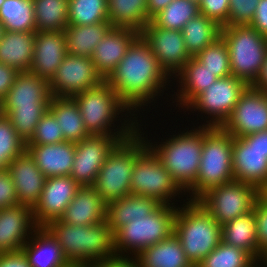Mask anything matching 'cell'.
Listing matches in <instances>:
<instances>
[{
	"label": "cell",
	"mask_w": 267,
	"mask_h": 267,
	"mask_svg": "<svg viewBox=\"0 0 267 267\" xmlns=\"http://www.w3.org/2000/svg\"><path fill=\"white\" fill-rule=\"evenodd\" d=\"M106 219V203L92 186H81L58 219L69 225L87 226Z\"/></svg>",
	"instance_id": "484cf974"
},
{
	"label": "cell",
	"mask_w": 267,
	"mask_h": 267,
	"mask_svg": "<svg viewBox=\"0 0 267 267\" xmlns=\"http://www.w3.org/2000/svg\"><path fill=\"white\" fill-rule=\"evenodd\" d=\"M81 186L70 176L46 178L39 201L32 208L37 226L59 219Z\"/></svg>",
	"instance_id": "d6986e66"
},
{
	"label": "cell",
	"mask_w": 267,
	"mask_h": 267,
	"mask_svg": "<svg viewBox=\"0 0 267 267\" xmlns=\"http://www.w3.org/2000/svg\"><path fill=\"white\" fill-rule=\"evenodd\" d=\"M191 1H194L196 2L197 4H199L201 2V0H191Z\"/></svg>",
	"instance_id": "6125c7cd"
},
{
	"label": "cell",
	"mask_w": 267,
	"mask_h": 267,
	"mask_svg": "<svg viewBox=\"0 0 267 267\" xmlns=\"http://www.w3.org/2000/svg\"><path fill=\"white\" fill-rule=\"evenodd\" d=\"M44 227L59 243L71 264L91 267L116 256L113 232L106 219L87 226L69 225L55 219Z\"/></svg>",
	"instance_id": "277c9868"
},
{
	"label": "cell",
	"mask_w": 267,
	"mask_h": 267,
	"mask_svg": "<svg viewBox=\"0 0 267 267\" xmlns=\"http://www.w3.org/2000/svg\"><path fill=\"white\" fill-rule=\"evenodd\" d=\"M26 151V144L18 136L5 115L0 116V171L8 170L13 159Z\"/></svg>",
	"instance_id": "b9f144b4"
},
{
	"label": "cell",
	"mask_w": 267,
	"mask_h": 267,
	"mask_svg": "<svg viewBox=\"0 0 267 267\" xmlns=\"http://www.w3.org/2000/svg\"><path fill=\"white\" fill-rule=\"evenodd\" d=\"M199 13V4L191 0H174L151 21L157 26L169 30H182L187 22Z\"/></svg>",
	"instance_id": "74e56055"
},
{
	"label": "cell",
	"mask_w": 267,
	"mask_h": 267,
	"mask_svg": "<svg viewBox=\"0 0 267 267\" xmlns=\"http://www.w3.org/2000/svg\"><path fill=\"white\" fill-rule=\"evenodd\" d=\"M65 141L59 122L54 114L48 109L40 118L36 130L26 145L55 144Z\"/></svg>",
	"instance_id": "ee69618b"
},
{
	"label": "cell",
	"mask_w": 267,
	"mask_h": 267,
	"mask_svg": "<svg viewBox=\"0 0 267 267\" xmlns=\"http://www.w3.org/2000/svg\"><path fill=\"white\" fill-rule=\"evenodd\" d=\"M129 136L90 135L75 143V157L70 176L80 186H93L108 154Z\"/></svg>",
	"instance_id": "9a60e30c"
},
{
	"label": "cell",
	"mask_w": 267,
	"mask_h": 267,
	"mask_svg": "<svg viewBox=\"0 0 267 267\" xmlns=\"http://www.w3.org/2000/svg\"><path fill=\"white\" fill-rule=\"evenodd\" d=\"M49 110L59 122L65 141L76 143L90 136L78 105L72 98L51 97Z\"/></svg>",
	"instance_id": "1f68e13d"
},
{
	"label": "cell",
	"mask_w": 267,
	"mask_h": 267,
	"mask_svg": "<svg viewBox=\"0 0 267 267\" xmlns=\"http://www.w3.org/2000/svg\"><path fill=\"white\" fill-rule=\"evenodd\" d=\"M48 109L2 108L18 136L27 144L35 133L40 118Z\"/></svg>",
	"instance_id": "7bdbcfd3"
},
{
	"label": "cell",
	"mask_w": 267,
	"mask_h": 267,
	"mask_svg": "<svg viewBox=\"0 0 267 267\" xmlns=\"http://www.w3.org/2000/svg\"><path fill=\"white\" fill-rule=\"evenodd\" d=\"M247 87L248 85L244 81L232 75L218 78L180 114L186 115L185 122L187 121L189 125L199 126L200 124V126L221 127ZM189 114L196 117L193 119L189 116V119H191L188 120L187 115Z\"/></svg>",
	"instance_id": "30bf717a"
},
{
	"label": "cell",
	"mask_w": 267,
	"mask_h": 267,
	"mask_svg": "<svg viewBox=\"0 0 267 267\" xmlns=\"http://www.w3.org/2000/svg\"><path fill=\"white\" fill-rule=\"evenodd\" d=\"M174 234L193 266L222 241L221 225L197 201L188 200L177 207Z\"/></svg>",
	"instance_id": "5b68a950"
},
{
	"label": "cell",
	"mask_w": 267,
	"mask_h": 267,
	"mask_svg": "<svg viewBox=\"0 0 267 267\" xmlns=\"http://www.w3.org/2000/svg\"><path fill=\"white\" fill-rule=\"evenodd\" d=\"M147 148L146 138L137 130L108 154L92 186L106 204L131 194L134 164Z\"/></svg>",
	"instance_id": "8992f818"
},
{
	"label": "cell",
	"mask_w": 267,
	"mask_h": 267,
	"mask_svg": "<svg viewBox=\"0 0 267 267\" xmlns=\"http://www.w3.org/2000/svg\"><path fill=\"white\" fill-rule=\"evenodd\" d=\"M67 53L64 31L36 32L33 59L29 71L50 82Z\"/></svg>",
	"instance_id": "603a6c76"
},
{
	"label": "cell",
	"mask_w": 267,
	"mask_h": 267,
	"mask_svg": "<svg viewBox=\"0 0 267 267\" xmlns=\"http://www.w3.org/2000/svg\"><path fill=\"white\" fill-rule=\"evenodd\" d=\"M250 26L260 35L267 37V0H260L258 3Z\"/></svg>",
	"instance_id": "681fc988"
},
{
	"label": "cell",
	"mask_w": 267,
	"mask_h": 267,
	"mask_svg": "<svg viewBox=\"0 0 267 267\" xmlns=\"http://www.w3.org/2000/svg\"><path fill=\"white\" fill-rule=\"evenodd\" d=\"M4 32H5L4 26H3L2 22L0 21V40H1L2 35L4 34Z\"/></svg>",
	"instance_id": "680465c9"
},
{
	"label": "cell",
	"mask_w": 267,
	"mask_h": 267,
	"mask_svg": "<svg viewBox=\"0 0 267 267\" xmlns=\"http://www.w3.org/2000/svg\"><path fill=\"white\" fill-rule=\"evenodd\" d=\"M161 68L173 79L191 58L181 30L157 27L151 20L140 31Z\"/></svg>",
	"instance_id": "e0dca14e"
},
{
	"label": "cell",
	"mask_w": 267,
	"mask_h": 267,
	"mask_svg": "<svg viewBox=\"0 0 267 267\" xmlns=\"http://www.w3.org/2000/svg\"><path fill=\"white\" fill-rule=\"evenodd\" d=\"M18 71L10 66L0 63V101H2L13 85Z\"/></svg>",
	"instance_id": "816d5d0a"
},
{
	"label": "cell",
	"mask_w": 267,
	"mask_h": 267,
	"mask_svg": "<svg viewBox=\"0 0 267 267\" xmlns=\"http://www.w3.org/2000/svg\"><path fill=\"white\" fill-rule=\"evenodd\" d=\"M108 21L112 26L141 31L149 22L147 0H108Z\"/></svg>",
	"instance_id": "e575fe53"
},
{
	"label": "cell",
	"mask_w": 267,
	"mask_h": 267,
	"mask_svg": "<svg viewBox=\"0 0 267 267\" xmlns=\"http://www.w3.org/2000/svg\"><path fill=\"white\" fill-rule=\"evenodd\" d=\"M68 25H91L108 21V0H69Z\"/></svg>",
	"instance_id": "f35d334b"
},
{
	"label": "cell",
	"mask_w": 267,
	"mask_h": 267,
	"mask_svg": "<svg viewBox=\"0 0 267 267\" xmlns=\"http://www.w3.org/2000/svg\"><path fill=\"white\" fill-rule=\"evenodd\" d=\"M232 168L234 180L258 190L267 184V130L233 137Z\"/></svg>",
	"instance_id": "4fadbf2b"
},
{
	"label": "cell",
	"mask_w": 267,
	"mask_h": 267,
	"mask_svg": "<svg viewBox=\"0 0 267 267\" xmlns=\"http://www.w3.org/2000/svg\"><path fill=\"white\" fill-rule=\"evenodd\" d=\"M136 259L140 267H193L175 234L147 247Z\"/></svg>",
	"instance_id": "f546056e"
},
{
	"label": "cell",
	"mask_w": 267,
	"mask_h": 267,
	"mask_svg": "<svg viewBox=\"0 0 267 267\" xmlns=\"http://www.w3.org/2000/svg\"><path fill=\"white\" fill-rule=\"evenodd\" d=\"M199 13L216 22L221 27H226L229 13V0H201Z\"/></svg>",
	"instance_id": "bcb514c9"
},
{
	"label": "cell",
	"mask_w": 267,
	"mask_h": 267,
	"mask_svg": "<svg viewBox=\"0 0 267 267\" xmlns=\"http://www.w3.org/2000/svg\"><path fill=\"white\" fill-rule=\"evenodd\" d=\"M221 128L233 137L267 130V95L248 86Z\"/></svg>",
	"instance_id": "2e32d148"
},
{
	"label": "cell",
	"mask_w": 267,
	"mask_h": 267,
	"mask_svg": "<svg viewBox=\"0 0 267 267\" xmlns=\"http://www.w3.org/2000/svg\"><path fill=\"white\" fill-rule=\"evenodd\" d=\"M197 267H259V263L248 252L221 241Z\"/></svg>",
	"instance_id": "ab89813d"
},
{
	"label": "cell",
	"mask_w": 267,
	"mask_h": 267,
	"mask_svg": "<svg viewBox=\"0 0 267 267\" xmlns=\"http://www.w3.org/2000/svg\"><path fill=\"white\" fill-rule=\"evenodd\" d=\"M106 81L138 119L147 117L150 112L148 117L151 119L153 116L152 120L159 115L162 117L157 108L162 111L161 107L164 109V105L170 102L172 79L161 68L141 35L132 42ZM151 107L157 115L153 114Z\"/></svg>",
	"instance_id": "6da1fadb"
},
{
	"label": "cell",
	"mask_w": 267,
	"mask_h": 267,
	"mask_svg": "<svg viewBox=\"0 0 267 267\" xmlns=\"http://www.w3.org/2000/svg\"><path fill=\"white\" fill-rule=\"evenodd\" d=\"M160 205L154 198L130 194L106 204V220L114 234L131 219L146 218Z\"/></svg>",
	"instance_id": "83f0119b"
},
{
	"label": "cell",
	"mask_w": 267,
	"mask_h": 267,
	"mask_svg": "<svg viewBox=\"0 0 267 267\" xmlns=\"http://www.w3.org/2000/svg\"><path fill=\"white\" fill-rule=\"evenodd\" d=\"M5 0H0V8L2 6V4L4 3Z\"/></svg>",
	"instance_id": "be15d7a7"
},
{
	"label": "cell",
	"mask_w": 267,
	"mask_h": 267,
	"mask_svg": "<svg viewBox=\"0 0 267 267\" xmlns=\"http://www.w3.org/2000/svg\"><path fill=\"white\" fill-rule=\"evenodd\" d=\"M67 267H87L85 265H81V264H70L69 266Z\"/></svg>",
	"instance_id": "91938a15"
},
{
	"label": "cell",
	"mask_w": 267,
	"mask_h": 267,
	"mask_svg": "<svg viewBox=\"0 0 267 267\" xmlns=\"http://www.w3.org/2000/svg\"><path fill=\"white\" fill-rule=\"evenodd\" d=\"M217 79L214 73L202 65L200 61L195 57H191L172 79V87L175 88L171 90V102L166 105L171 109L167 110L175 112L178 109L176 113H182L199 94L204 92Z\"/></svg>",
	"instance_id": "ac0fdd59"
},
{
	"label": "cell",
	"mask_w": 267,
	"mask_h": 267,
	"mask_svg": "<svg viewBox=\"0 0 267 267\" xmlns=\"http://www.w3.org/2000/svg\"><path fill=\"white\" fill-rule=\"evenodd\" d=\"M260 0H229V13L226 27L250 25Z\"/></svg>",
	"instance_id": "f6af8a7d"
},
{
	"label": "cell",
	"mask_w": 267,
	"mask_h": 267,
	"mask_svg": "<svg viewBox=\"0 0 267 267\" xmlns=\"http://www.w3.org/2000/svg\"><path fill=\"white\" fill-rule=\"evenodd\" d=\"M233 136L221 127H212L203 137L200 166L195 184L186 192L197 201L208 190L234 180Z\"/></svg>",
	"instance_id": "52a82bcc"
},
{
	"label": "cell",
	"mask_w": 267,
	"mask_h": 267,
	"mask_svg": "<svg viewBox=\"0 0 267 267\" xmlns=\"http://www.w3.org/2000/svg\"><path fill=\"white\" fill-rule=\"evenodd\" d=\"M195 58L217 78L231 75L227 44L222 36L201 50Z\"/></svg>",
	"instance_id": "60d3db41"
},
{
	"label": "cell",
	"mask_w": 267,
	"mask_h": 267,
	"mask_svg": "<svg viewBox=\"0 0 267 267\" xmlns=\"http://www.w3.org/2000/svg\"><path fill=\"white\" fill-rule=\"evenodd\" d=\"M8 171L15 184L18 203L33 208L39 201L46 176L27 151L12 160Z\"/></svg>",
	"instance_id": "cb8c5ba5"
},
{
	"label": "cell",
	"mask_w": 267,
	"mask_h": 267,
	"mask_svg": "<svg viewBox=\"0 0 267 267\" xmlns=\"http://www.w3.org/2000/svg\"><path fill=\"white\" fill-rule=\"evenodd\" d=\"M91 267H140L136 257L114 256Z\"/></svg>",
	"instance_id": "f5cc1de1"
},
{
	"label": "cell",
	"mask_w": 267,
	"mask_h": 267,
	"mask_svg": "<svg viewBox=\"0 0 267 267\" xmlns=\"http://www.w3.org/2000/svg\"><path fill=\"white\" fill-rule=\"evenodd\" d=\"M0 267H31L22 250L0 253Z\"/></svg>",
	"instance_id": "f907efd6"
},
{
	"label": "cell",
	"mask_w": 267,
	"mask_h": 267,
	"mask_svg": "<svg viewBox=\"0 0 267 267\" xmlns=\"http://www.w3.org/2000/svg\"><path fill=\"white\" fill-rule=\"evenodd\" d=\"M221 36L227 44L231 75L253 86L263 69L267 37L250 25L222 27Z\"/></svg>",
	"instance_id": "9c48e42d"
},
{
	"label": "cell",
	"mask_w": 267,
	"mask_h": 267,
	"mask_svg": "<svg viewBox=\"0 0 267 267\" xmlns=\"http://www.w3.org/2000/svg\"><path fill=\"white\" fill-rule=\"evenodd\" d=\"M131 194L151 197L161 204L174 206L188 201L186 192L173 179L149 147L134 164L131 176Z\"/></svg>",
	"instance_id": "8fae6325"
},
{
	"label": "cell",
	"mask_w": 267,
	"mask_h": 267,
	"mask_svg": "<svg viewBox=\"0 0 267 267\" xmlns=\"http://www.w3.org/2000/svg\"><path fill=\"white\" fill-rule=\"evenodd\" d=\"M259 267H267V251L263 254Z\"/></svg>",
	"instance_id": "6f0895ef"
},
{
	"label": "cell",
	"mask_w": 267,
	"mask_h": 267,
	"mask_svg": "<svg viewBox=\"0 0 267 267\" xmlns=\"http://www.w3.org/2000/svg\"><path fill=\"white\" fill-rule=\"evenodd\" d=\"M258 197L255 186L233 180L208 190L197 202L222 226L252 211Z\"/></svg>",
	"instance_id": "7c38bea8"
},
{
	"label": "cell",
	"mask_w": 267,
	"mask_h": 267,
	"mask_svg": "<svg viewBox=\"0 0 267 267\" xmlns=\"http://www.w3.org/2000/svg\"><path fill=\"white\" fill-rule=\"evenodd\" d=\"M103 81L90 57L67 53L49 82V91L52 97L72 98Z\"/></svg>",
	"instance_id": "5bb4252c"
},
{
	"label": "cell",
	"mask_w": 267,
	"mask_h": 267,
	"mask_svg": "<svg viewBox=\"0 0 267 267\" xmlns=\"http://www.w3.org/2000/svg\"><path fill=\"white\" fill-rule=\"evenodd\" d=\"M112 27L110 22L91 25H68L64 32L67 40V52L71 55L90 57L96 45Z\"/></svg>",
	"instance_id": "d6a6232c"
},
{
	"label": "cell",
	"mask_w": 267,
	"mask_h": 267,
	"mask_svg": "<svg viewBox=\"0 0 267 267\" xmlns=\"http://www.w3.org/2000/svg\"><path fill=\"white\" fill-rule=\"evenodd\" d=\"M36 32H59L68 26L69 0H33Z\"/></svg>",
	"instance_id": "d590c367"
},
{
	"label": "cell",
	"mask_w": 267,
	"mask_h": 267,
	"mask_svg": "<svg viewBox=\"0 0 267 267\" xmlns=\"http://www.w3.org/2000/svg\"><path fill=\"white\" fill-rule=\"evenodd\" d=\"M15 184L8 170L0 171V208L18 205Z\"/></svg>",
	"instance_id": "c3c4849f"
},
{
	"label": "cell",
	"mask_w": 267,
	"mask_h": 267,
	"mask_svg": "<svg viewBox=\"0 0 267 267\" xmlns=\"http://www.w3.org/2000/svg\"><path fill=\"white\" fill-rule=\"evenodd\" d=\"M49 82L30 71L18 72L2 108L49 109Z\"/></svg>",
	"instance_id": "ffe728a7"
},
{
	"label": "cell",
	"mask_w": 267,
	"mask_h": 267,
	"mask_svg": "<svg viewBox=\"0 0 267 267\" xmlns=\"http://www.w3.org/2000/svg\"><path fill=\"white\" fill-rule=\"evenodd\" d=\"M5 31L36 32L33 0H5L0 8Z\"/></svg>",
	"instance_id": "8d00e7d4"
},
{
	"label": "cell",
	"mask_w": 267,
	"mask_h": 267,
	"mask_svg": "<svg viewBox=\"0 0 267 267\" xmlns=\"http://www.w3.org/2000/svg\"><path fill=\"white\" fill-rule=\"evenodd\" d=\"M148 123H153V121H149L148 117L139 119L138 131L146 138L148 147L160 159V162L171 174L173 179L187 192L196 182L201 160L203 137L212 127L200 125L189 126V124L187 126L186 123L184 128L181 127L178 122L176 124L179 126L177 125L175 127V122H172L171 124L174 123L173 128L172 125L169 126L171 128L170 130H172L170 131L171 133L169 130L166 131L164 133L166 134L165 138L164 135L161 134L162 138L159 136L160 133L156 134L158 131H153V134L157 137H153V134L148 132ZM174 127L175 131H173ZM144 129L147 130L145 131Z\"/></svg>",
	"instance_id": "7a4b0ae2"
},
{
	"label": "cell",
	"mask_w": 267,
	"mask_h": 267,
	"mask_svg": "<svg viewBox=\"0 0 267 267\" xmlns=\"http://www.w3.org/2000/svg\"><path fill=\"white\" fill-rule=\"evenodd\" d=\"M254 88L259 89L261 91H267V54L265 57V61L263 64V69L261 71L260 76L258 77V80L253 85Z\"/></svg>",
	"instance_id": "11a10c76"
},
{
	"label": "cell",
	"mask_w": 267,
	"mask_h": 267,
	"mask_svg": "<svg viewBox=\"0 0 267 267\" xmlns=\"http://www.w3.org/2000/svg\"><path fill=\"white\" fill-rule=\"evenodd\" d=\"M259 247V263L267 251V206L258 198L253 207Z\"/></svg>",
	"instance_id": "7dc6e473"
},
{
	"label": "cell",
	"mask_w": 267,
	"mask_h": 267,
	"mask_svg": "<svg viewBox=\"0 0 267 267\" xmlns=\"http://www.w3.org/2000/svg\"><path fill=\"white\" fill-rule=\"evenodd\" d=\"M2 115V105H1V101H0V116Z\"/></svg>",
	"instance_id": "94428289"
},
{
	"label": "cell",
	"mask_w": 267,
	"mask_h": 267,
	"mask_svg": "<svg viewBox=\"0 0 267 267\" xmlns=\"http://www.w3.org/2000/svg\"><path fill=\"white\" fill-rule=\"evenodd\" d=\"M37 227L32 207L18 204L0 208V253L20 251Z\"/></svg>",
	"instance_id": "44dd1931"
},
{
	"label": "cell",
	"mask_w": 267,
	"mask_h": 267,
	"mask_svg": "<svg viewBox=\"0 0 267 267\" xmlns=\"http://www.w3.org/2000/svg\"><path fill=\"white\" fill-rule=\"evenodd\" d=\"M140 32L130 27L112 26L91 56L97 72L106 80L120 63Z\"/></svg>",
	"instance_id": "7402d4cb"
},
{
	"label": "cell",
	"mask_w": 267,
	"mask_h": 267,
	"mask_svg": "<svg viewBox=\"0 0 267 267\" xmlns=\"http://www.w3.org/2000/svg\"><path fill=\"white\" fill-rule=\"evenodd\" d=\"M174 0H147V17L150 21L156 14L162 11Z\"/></svg>",
	"instance_id": "db71d44e"
},
{
	"label": "cell",
	"mask_w": 267,
	"mask_h": 267,
	"mask_svg": "<svg viewBox=\"0 0 267 267\" xmlns=\"http://www.w3.org/2000/svg\"><path fill=\"white\" fill-rule=\"evenodd\" d=\"M36 32L5 31L0 40V63L18 72L29 71L35 46Z\"/></svg>",
	"instance_id": "f1b7e54d"
},
{
	"label": "cell",
	"mask_w": 267,
	"mask_h": 267,
	"mask_svg": "<svg viewBox=\"0 0 267 267\" xmlns=\"http://www.w3.org/2000/svg\"><path fill=\"white\" fill-rule=\"evenodd\" d=\"M177 207L161 204L146 218L131 219L114 234V249L118 256L137 257L147 247L174 234Z\"/></svg>",
	"instance_id": "ba28073f"
},
{
	"label": "cell",
	"mask_w": 267,
	"mask_h": 267,
	"mask_svg": "<svg viewBox=\"0 0 267 267\" xmlns=\"http://www.w3.org/2000/svg\"><path fill=\"white\" fill-rule=\"evenodd\" d=\"M26 151L46 178L70 175L75 157L74 142L26 145Z\"/></svg>",
	"instance_id": "d4e9b609"
},
{
	"label": "cell",
	"mask_w": 267,
	"mask_h": 267,
	"mask_svg": "<svg viewBox=\"0 0 267 267\" xmlns=\"http://www.w3.org/2000/svg\"><path fill=\"white\" fill-rule=\"evenodd\" d=\"M90 135L132 136L139 119L106 80L72 97Z\"/></svg>",
	"instance_id": "3957f363"
},
{
	"label": "cell",
	"mask_w": 267,
	"mask_h": 267,
	"mask_svg": "<svg viewBox=\"0 0 267 267\" xmlns=\"http://www.w3.org/2000/svg\"><path fill=\"white\" fill-rule=\"evenodd\" d=\"M31 267H67L71 263L52 234L38 226L21 249Z\"/></svg>",
	"instance_id": "4316f807"
},
{
	"label": "cell",
	"mask_w": 267,
	"mask_h": 267,
	"mask_svg": "<svg viewBox=\"0 0 267 267\" xmlns=\"http://www.w3.org/2000/svg\"><path fill=\"white\" fill-rule=\"evenodd\" d=\"M222 242L248 252L259 263V247L253 210L221 226Z\"/></svg>",
	"instance_id": "4dcf8cb0"
},
{
	"label": "cell",
	"mask_w": 267,
	"mask_h": 267,
	"mask_svg": "<svg viewBox=\"0 0 267 267\" xmlns=\"http://www.w3.org/2000/svg\"><path fill=\"white\" fill-rule=\"evenodd\" d=\"M221 28L216 22L202 14H198L187 22L181 31L189 55L195 57L220 37Z\"/></svg>",
	"instance_id": "836d02e7"
},
{
	"label": "cell",
	"mask_w": 267,
	"mask_h": 267,
	"mask_svg": "<svg viewBox=\"0 0 267 267\" xmlns=\"http://www.w3.org/2000/svg\"><path fill=\"white\" fill-rule=\"evenodd\" d=\"M258 198L267 206V184L259 189Z\"/></svg>",
	"instance_id": "9f6ffc18"
}]
</instances>
